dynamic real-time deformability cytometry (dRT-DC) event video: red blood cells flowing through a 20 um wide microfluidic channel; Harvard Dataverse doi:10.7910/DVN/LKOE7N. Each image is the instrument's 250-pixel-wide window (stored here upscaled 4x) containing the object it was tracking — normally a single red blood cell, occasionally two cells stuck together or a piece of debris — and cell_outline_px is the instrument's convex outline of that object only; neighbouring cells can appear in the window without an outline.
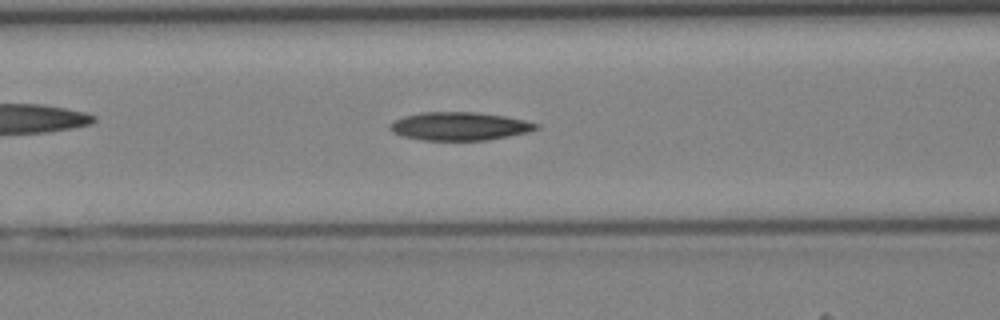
{"species": "Egyptian fruit bat (a non-hibernating species)", "species_latin": "Rousettus aegyptiacus", "temperature_condition": "cold", "stored_images_in_passage": 34, "camera_frame_rate_fps": 3000, "um_per_image_px": 0.085, "animal": {"sex": "female"}, "frame": {"image": 1, "passage_image": 9, "time_ms": 2.667, "image_size_px": [1000, 320], "cell_outline_px": [[540, 128], [528, 132], [488, 140], [420, 140], [404, 136], [392, 132], [388, 128], [388, 124], [404, 116], [420, 112], [476, 112], [504, 116], [524, 120], [540, 124]], "centroid_in_image_um": [39.05, 10.73], "position_along_channel_um": 127.5, "area_um2": 24.1}}
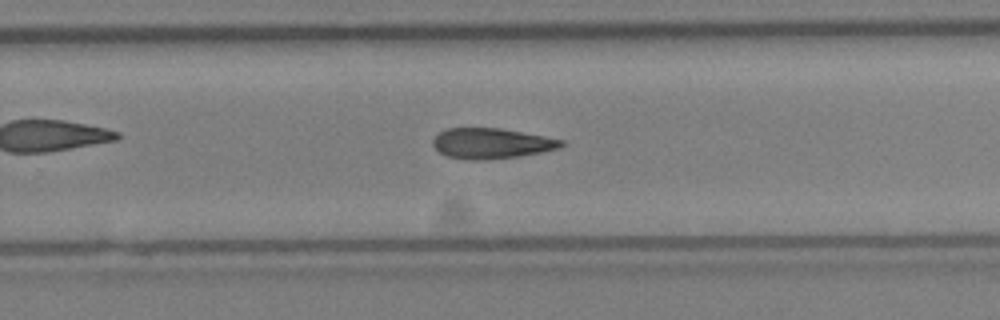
{"frame": {"image": 2, "passage_image": 19, "time_ms": 6.0, "image_size_px": [1000, 320], "cell_outline_px": [[564, 144], [560, 148], [520, 156], [484, 160], [468, 160], [448, 156], [440, 152], [432, 144], [432, 140], [440, 132], [448, 128], [500, 128], [544, 136], [564, 140]], "centroid_in_image_um": [41.78, 12.19], "position_along_channel_um": 288.0, "area_um2": 22.66}}
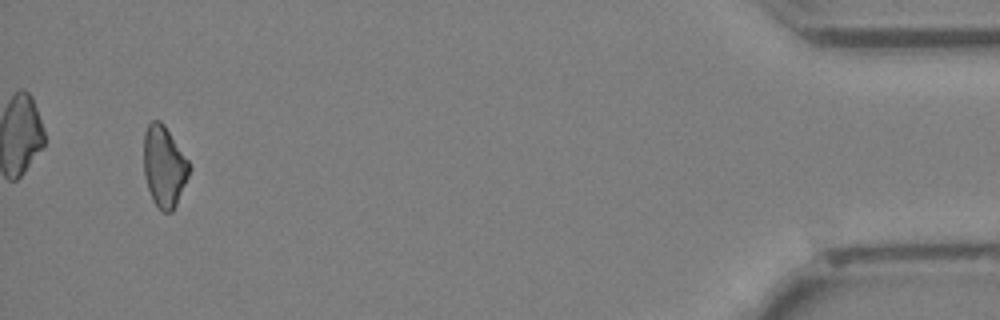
{"frame": {"image": 3, "passage_image": 32, "time_ms": 10.333, "image_size_px": [1000, 320], "cell_outline_px": [[192, 168], [176, 204], [172, 212], [164, 212], [152, 200], [144, 176], [144, 132], [148, 124], [152, 120], [160, 120], [164, 124], [188, 160]], "centroid_in_image_um": [13.95, 14.13], "position_along_channel_um": 421.3, "area_um2": 21.44}}